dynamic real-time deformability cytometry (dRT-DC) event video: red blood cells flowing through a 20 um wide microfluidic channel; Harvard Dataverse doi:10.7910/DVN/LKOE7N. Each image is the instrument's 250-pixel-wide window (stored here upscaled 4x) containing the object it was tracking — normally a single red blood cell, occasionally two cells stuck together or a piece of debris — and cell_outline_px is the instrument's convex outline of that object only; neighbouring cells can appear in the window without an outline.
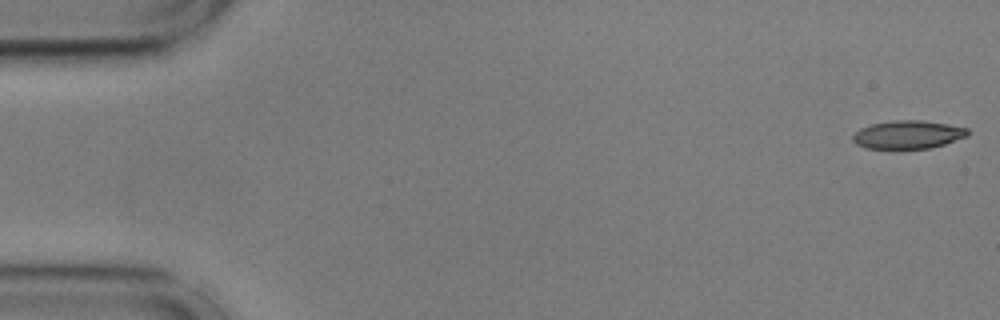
{"species": "common noctule bat (a hibernating species)", "species_latin": "Nyctalus noctula", "temperature_condition": "cold", "stored_images_in_passage": 55, "camera_frame_rate_fps": 3000, "um_per_image_px": 0.085, "animal": {"sex": "male", "body_mass_g": 17.9, "forearm_length_mm": 54.2}, "frame": {"image": 1, "passage_image": 1, "time_ms": 0.0, "image_size_px": [1000, 320], "cell_outline_px": [[968, 136], [944, 144], [928, 148], [864, 148], [856, 144], [852, 140], [852, 136], [860, 128], [872, 124], [896, 120], [920, 120], [948, 124], [968, 128]], "centroid_in_image_um": [77.17, 11.44], "position_along_channel_um": 7.8, "area_um2": 18.73}}
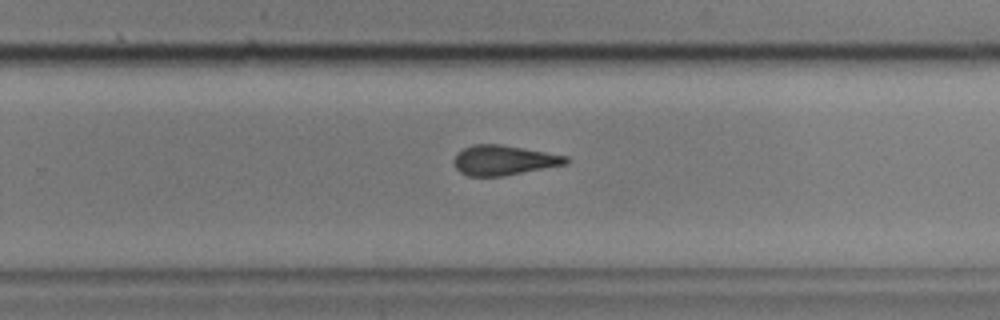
{"frame": {"image": 2, "passage_image": 35, "time_ms": 11.333, "image_size_px": [1000, 320], "cell_outline_px": [[572, 160], [568, 164], [504, 176], [468, 176], [460, 172], [456, 168], [452, 160], [464, 148], [472, 144], [500, 144], [568, 156]], "centroid_in_image_um": [42.86, 13.62], "position_along_channel_um": 286.9, "area_um2": 19.59}}
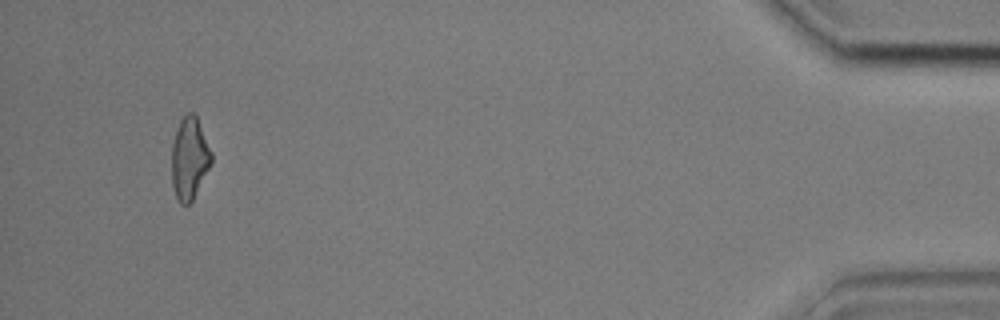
{"frame": {"image": 3, "passage_image": 52, "time_ms": 17.0, "image_size_px": [1000, 320], "cell_outline_px": [[212, 160], [192, 200], [188, 204], [180, 204], [176, 196], [172, 184], [172, 144], [180, 120], [188, 112], [192, 112], [196, 116], [212, 152]], "centroid_in_image_um": [16.09, 13.45], "position_along_channel_um": 419.1, "area_um2": 18.55}, "authors_computed_cell_mechanics": {"area_um2": 19.8254, "velocity_mm_per_s": 3.6248, "shape_relaxation_time_tau1_ms": 8.9565, "shape_relaxation_time_tau2_ms": 2.5827, "deformation_change_tau1": 0.2189, "deformation_change_tau2": 0.1163}}